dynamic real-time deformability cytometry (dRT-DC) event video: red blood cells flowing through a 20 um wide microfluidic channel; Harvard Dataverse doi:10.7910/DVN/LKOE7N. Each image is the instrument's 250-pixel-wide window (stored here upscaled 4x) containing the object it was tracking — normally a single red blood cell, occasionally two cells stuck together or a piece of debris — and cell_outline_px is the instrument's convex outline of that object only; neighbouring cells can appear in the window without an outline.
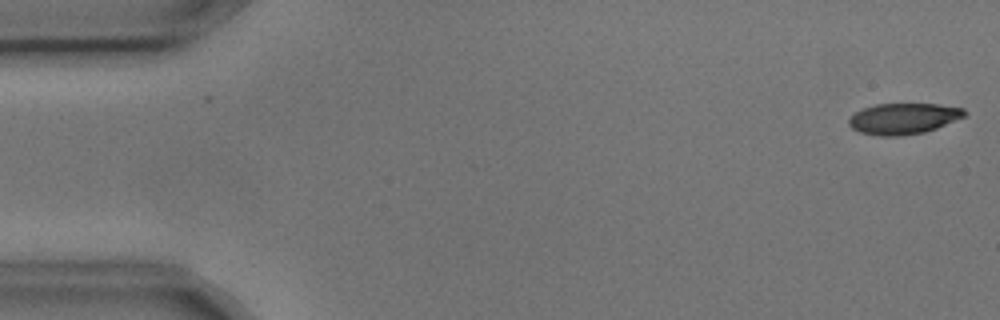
{"species": "common noctule bat (a hibernating species)", "species_latin": "Nyctalus noctula", "temperature_condition": "cold", "stored_images_in_passage": 5, "camera_frame_rate_fps": 3000, "um_per_image_px": 0.085, "animal": {"sex": "male", "body_mass_g": 17.9, "forearm_length_mm": 54.2}, "frame": {"image": 1, "passage_image": 1, "time_ms": 0.0, "image_size_px": [1000, 320], "cell_outline_px": [[968, 112], [964, 116], [936, 128], [924, 132], [900, 136], [880, 136], [860, 132], [852, 128], [848, 124], [848, 120], [856, 112], [864, 108], [876, 104], [940, 104], [964, 108]], "centroid_in_image_um": [76.8, 10.08], "position_along_channel_um": 8.2, "area_um2": 20.75}}